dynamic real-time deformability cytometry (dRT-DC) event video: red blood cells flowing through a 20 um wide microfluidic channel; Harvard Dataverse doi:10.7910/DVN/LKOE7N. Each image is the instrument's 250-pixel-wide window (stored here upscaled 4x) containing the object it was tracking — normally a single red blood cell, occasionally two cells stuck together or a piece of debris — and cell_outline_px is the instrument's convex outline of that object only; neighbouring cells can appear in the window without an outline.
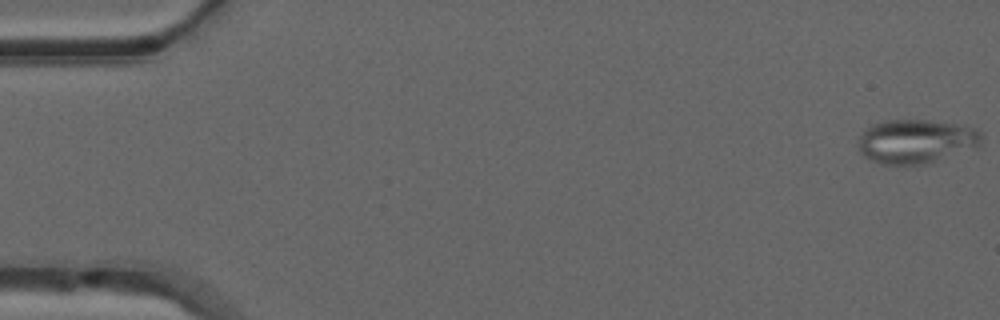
{"species": "common noctule bat (a hibernating species)", "species_latin": "Nyctalus noctula", "temperature_condition": "warm", "stored_images_in_passage": 51, "segment_of_instrument_passage": [1, 2], "camera_frame_rate_fps": 3000, "um_per_image_px": 0.085, "animal": {"sex": "male", "forearm_length_mm": 52.5}, "frame": {"image": 1, "passage_image": 1, "time_ms": 0.0, "image_size_px": [1000, 320], "cell_outline_px": [[984, 136], [980, 144], [932, 164], [884, 164], [868, 160], [860, 152], [860, 136], [872, 124], [884, 120], [932, 120], [964, 124], [976, 128]], "centroid_in_image_um": [77.91, 12.0], "position_along_channel_um": 7.1, "area_um2": 31.85}}